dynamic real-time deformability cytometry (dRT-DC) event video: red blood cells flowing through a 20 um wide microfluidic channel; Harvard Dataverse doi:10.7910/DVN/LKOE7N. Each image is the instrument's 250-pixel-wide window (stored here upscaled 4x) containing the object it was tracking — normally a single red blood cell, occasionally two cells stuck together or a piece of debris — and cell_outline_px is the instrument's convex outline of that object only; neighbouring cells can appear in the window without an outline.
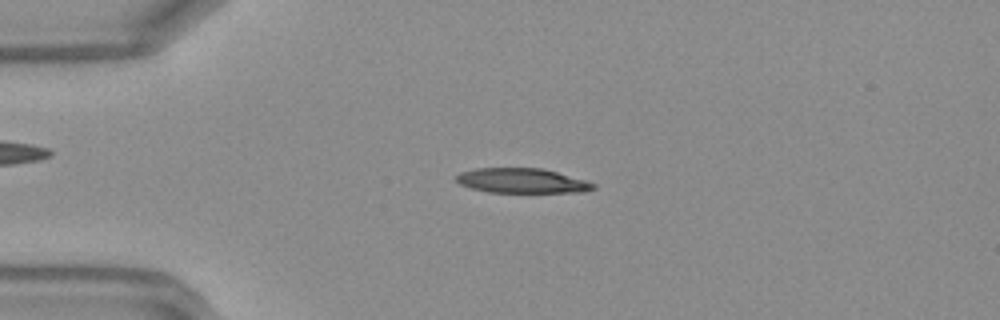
{"species": "Egyptian fruit bat (a non-hibernating species)", "species_latin": "Rousettus aegyptiacus", "temperature_condition": "warm", "stored_images_in_passage": 47, "camera_frame_rate_fps": 3000, "um_per_image_px": 0.085, "frame": {"image": 1, "passage_image": 11, "time_ms": 3.333, "image_size_px": [1000, 320], "cell_outline_px": [[596, 188], [584, 192], [488, 192], [472, 188], [460, 184], [456, 180], [456, 176], [460, 172], [476, 168], [544, 168], [584, 180], [596, 184]], "centroid_in_image_um": [44.37, 15.36], "position_along_channel_um": 40.6, "area_um2": 19.71}}
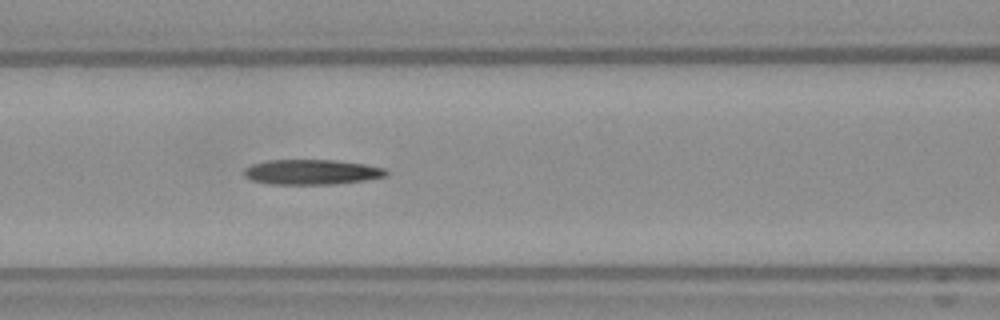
{"frame": {"image": 2, "passage_image": 20, "time_ms": 6.333, "image_size_px": [1000, 320], "cell_outline_px": [[388, 176], [364, 180], [332, 184], [268, 184], [252, 180], [244, 176], [244, 168], [252, 164], [268, 160], [336, 160], [364, 164], [384, 168], [388, 172]], "centroid_in_image_um": [26.48, 14.62], "position_along_channel_um": 140.1, "area_um2": 20.75}}
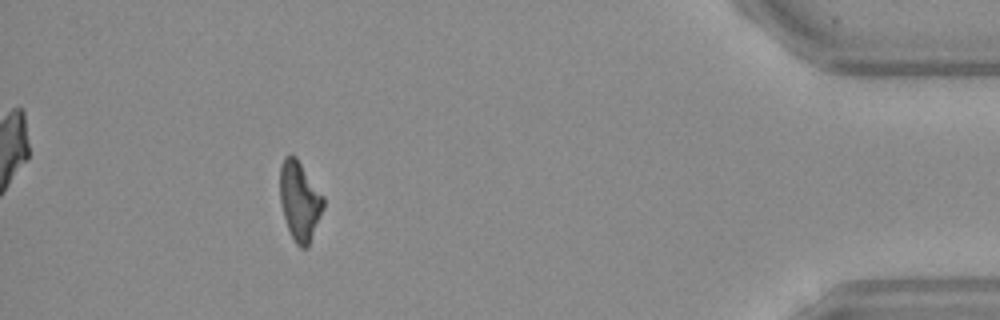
{"frame": {"image": 3, "passage_image": 43, "time_ms": 14.0, "image_size_px": [1000, 320], "cell_outline_px": [[324, 208], [308, 248], [300, 248], [296, 244], [288, 228], [284, 216], [280, 200], [280, 168], [284, 156], [288, 152], [292, 152], [296, 156], [324, 196]], "centroid_in_image_um": [25.48, 17.04], "position_along_channel_um": 409.7, "area_um2": 20.29}, "authors_computed_cell_mechanics": {"area_um2": 20.808, "velocity_mm_per_s": 4.2312, "shape_relaxation_time_tau1_ms": 3.3306, "shape_relaxation_time_tau2_ms": null, "deformation_change_tau1": 0.1952, "deformation_change_tau2": null}}